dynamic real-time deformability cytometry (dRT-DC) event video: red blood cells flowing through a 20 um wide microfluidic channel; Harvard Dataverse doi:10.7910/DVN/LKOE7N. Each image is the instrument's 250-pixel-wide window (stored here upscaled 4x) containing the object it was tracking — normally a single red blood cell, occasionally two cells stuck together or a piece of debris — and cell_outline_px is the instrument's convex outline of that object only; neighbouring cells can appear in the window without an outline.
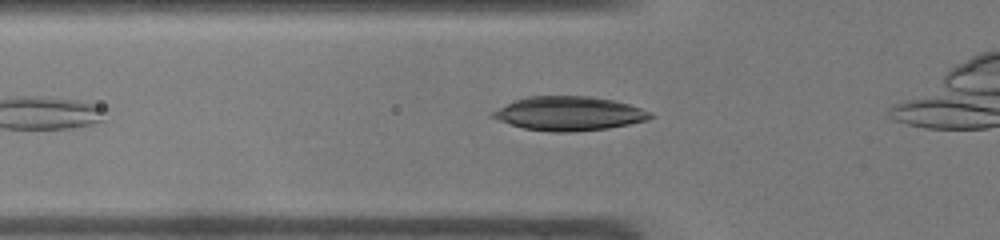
{"species": "common noctule bat (a hibernating species)", "species_latin": "Nyctalus noctula", "temperature_condition": "warm", "stored_images_in_passage": 28, "camera_frame_rate_fps": 3000, "um_per_image_px": 0.085, "animal": {"sex": "male", "body_mass_g": 19.0, "forearm_length_mm": 50.8}, "frame": {"image": 1, "passage_image": 3, "time_ms": 0.667, "image_size_px": [1000, 240], "cell_outline_px": [[652, 116], [648, 120], [608, 128], [568, 132], [552, 132], [524, 128], [488, 116], [492, 112], [516, 100], [528, 96], [588, 96], [612, 100], [628, 104], [652, 112]], "centroid_in_image_um": [48.38, 9.65], "position_along_channel_um": 77.4, "area_um2": 30.81}}
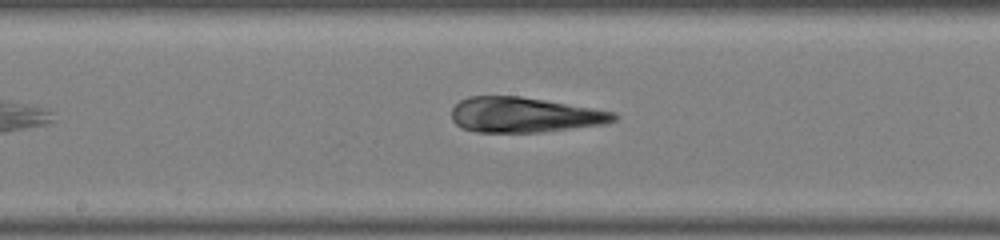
{"frame": {"image": 2, "passage_image": 12, "time_ms": 3.667, "image_size_px": [1000, 240], "cell_outline_px": [[620, 116], [616, 120], [608, 124], [544, 132], [476, 132], [460, 128], [452, 120], [452, 108], [460, 100], [468, 96], [520, 96], [616, 112]], "centroid_in_image_um": [44.59, 9.77], "position_along_channel_um": 203.6, "area_um2": 33.52}}
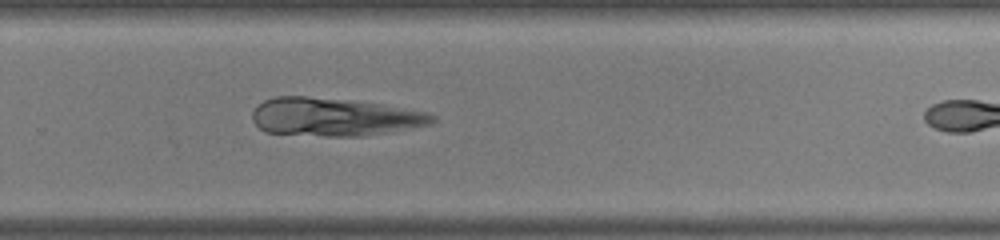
{"frame": {"image": 3, "passage_image": 19, "time_ms": 6.0, "image_size_px": [1000, 240], "cell_outline_px": [[436, 120], [432, 124], [412, 128], [364, 136], [324, 136], [264, 132], [252, 120], [252, 112], [264, 100], [276, 96], [308, 96], [380, 104], [428, 112], [436, 116]], "centroid_in_image_um": [28.42, 9.95], "position_along_channel_um": 301.4, "area_um2": 39.88}}